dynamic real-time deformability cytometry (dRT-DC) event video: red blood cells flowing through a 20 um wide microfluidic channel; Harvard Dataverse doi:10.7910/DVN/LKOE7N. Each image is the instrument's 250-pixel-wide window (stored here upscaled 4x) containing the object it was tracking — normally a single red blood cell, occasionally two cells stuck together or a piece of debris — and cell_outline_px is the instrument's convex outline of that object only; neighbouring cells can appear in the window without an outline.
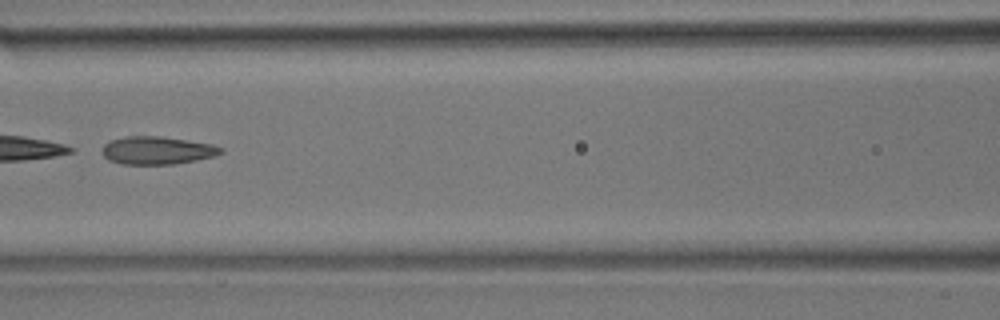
{"species": "common noctule bat (a hibernating species)", "species_latin": "Nyctalus noctula", "temperature_condition": "room temperature", "stored_images_in_passage": 48, "camera_frame_rate_fps": 3000, "um_per_image_px": 0.085, "animal": {"sex": "male", "body_mass_g": 17.9}, "frame": {"image": 1, "passage_image": 21, "time_ms": 6.667, "image_size_px": [1000, 320], "cell_outline_px": [[224, 152], [216, 156], [176, 164], [120, 164], [108, 160], [104, 156], [104, 144], [112, 140], [128, 136], [160, 136], [212, 144], [224, 148]], "centroid_in_image_um": [13.41, 12.79], "position_along_channel_um": 153.2, "area_um2": 19.25}}
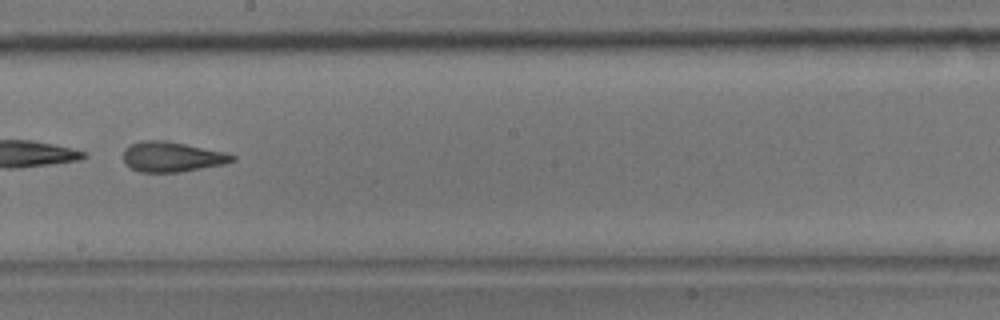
{"frame": {"image": 2, "passage_image": 27, "time_ms": 8.667, "image_size_px": [1000, 320], "cell_outline_px": [[236, 160], [224, 164], [180, 172], [140, 172], [124, 164], [124, 148], [140, 140], [168, 140], [228, 152], [236, 156]], "centroid_in_image_um": [14.65, 13.31], "position_along_channel_um": 233.6, "area_um2": 19.42}}
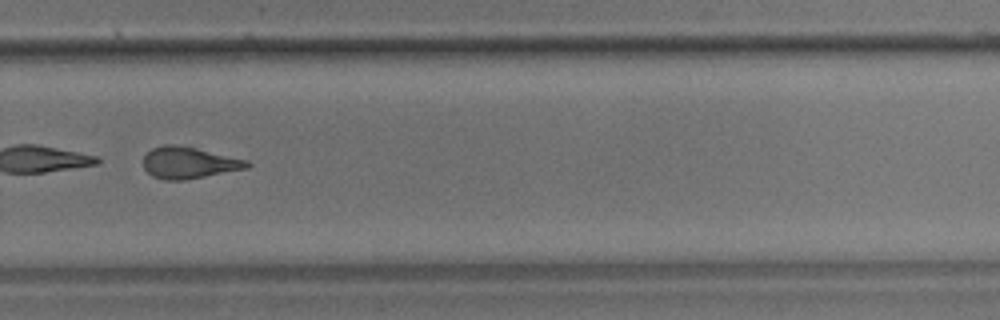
{"frame": {"image": 3, "passage_image": 33, "time_ms": 10.667, "image_size_px": [1000, 320], "cell_outline_px": [[252, 164], [248, 168], [184, 180], [164, 180], [152, 176], [144, 168], [144, 156], [152, 148], [164, 144], [172, 144], [196, 148], [248, 160]], "centroid_in_image_um": [16.06, 13.83], "position_along_channel_um": 313.7, "area_um2": 19.02}}